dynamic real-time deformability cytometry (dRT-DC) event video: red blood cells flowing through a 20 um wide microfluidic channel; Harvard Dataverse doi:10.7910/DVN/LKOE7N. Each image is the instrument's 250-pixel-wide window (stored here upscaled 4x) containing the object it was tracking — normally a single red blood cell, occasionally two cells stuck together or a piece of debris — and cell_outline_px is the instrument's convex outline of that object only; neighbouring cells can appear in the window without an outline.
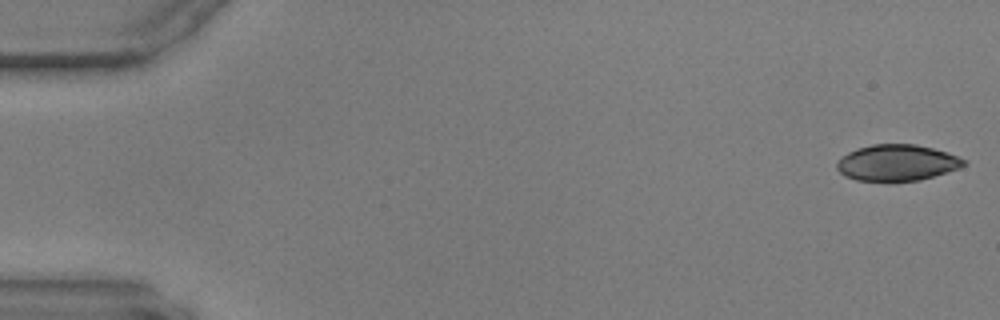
{"species": "common noctule bat (a hibernating species)", "species_latin": "Nyctalus noctula", "temperature_condition": "warm", "stored_images_in_passage": 22, "camera_frame_rate_fps": 3000, "um_per_image_px": 0.085, "animal": {"sex": "male", "body_mass_g": 17.9, "forearm_length_mm": 54.2}, "frame": {"image": 1, "passage_image": 1, "time_ms": 0.0, "image_size_px": [1000, 320], "cell_outline_px": [[968, 164], [960, 168], [920, 180], [856, 180], [844, 176], [836, 168], [836, 164], [848, 152], [856, 148], [872, 144], [916, 144], [948, 152], [968, 160]], "centroid_in_image_um": [76.29, 13.81], "position_along_channel_um": 8.7, "area_um2": 26.7}}
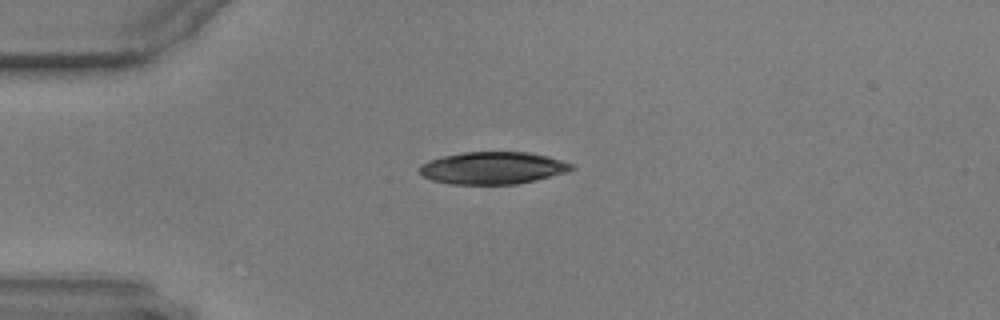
{"frame": {"image": 2, "passage_image": 14, "time_ms": 4.333, "image_size_px": [1000, 320], "cell_outline_px": [[576, 168], [568, 172], [536, 180], [516, 184], [452, 184], [432, 180], [424, 176], [420, 172], [420, 164], [428, 160], [444, 156], [464, 152], [528, 152], [548, 156], [572, 164]], "centroid_in_image_um": [41.91, 14.28], "position_along_channel_um": 43.1, "area_um2": 28.55}}
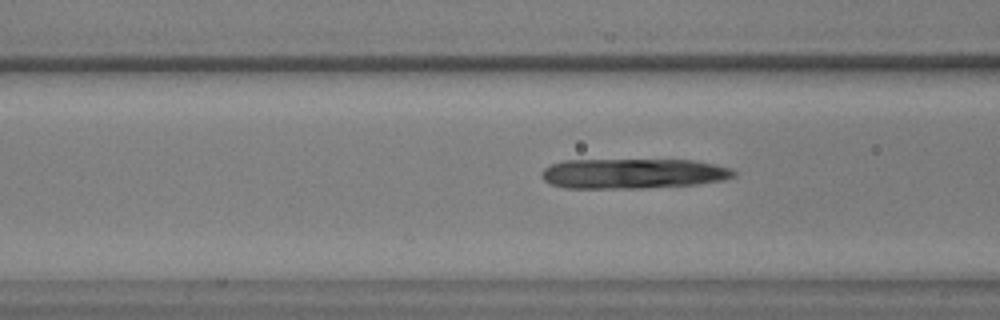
{"frame": {"image": 3, "passage_image": 22, "time_ms": 7.0, "image_size_px": [1000, 320], "cell_outline_px": [[736, 176], [724, 180], [696, 184], [640, 188], [564, 188], [552, 184], [544, 180], [540, 176], [540, 172], [548, 164], [564, 160], [696, 160], [716, 164], [732, 168], [736, 172]], "centroid_in_image_um": [53.8, 14.74], "position_along_channel_um": 112.8, "area_um2": 33.99}}